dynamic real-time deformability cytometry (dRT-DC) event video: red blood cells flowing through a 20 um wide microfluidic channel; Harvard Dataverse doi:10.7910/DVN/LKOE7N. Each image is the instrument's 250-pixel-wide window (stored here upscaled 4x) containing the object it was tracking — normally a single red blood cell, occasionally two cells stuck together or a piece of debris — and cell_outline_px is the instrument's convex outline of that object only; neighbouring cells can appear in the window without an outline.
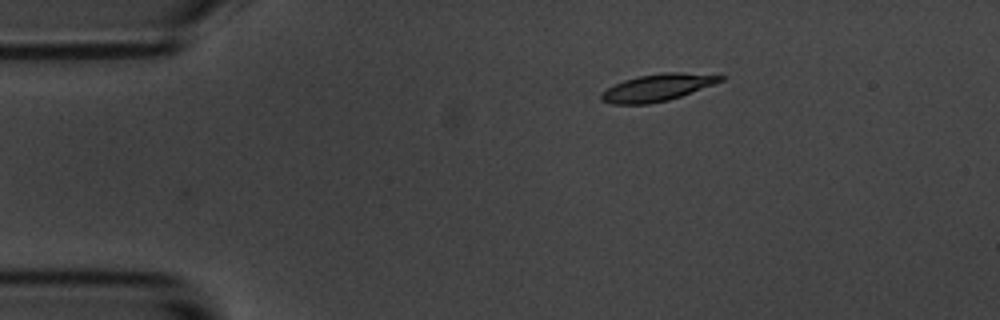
{"species": "common noctule bat (a hibernating species)", "species_latin": "Nyctalus noctula", "temperature_condition": "room temperature", "stored_images_in_passage": 45, "camera_frame_rate_fps": 3000, "um_per_image_px": 0.085, "animal": {"sex": "male", "body_mass_g": 20.1, "forearm_length_mm": 53.5}, "frame": {"image": 1, "passage_image": 1, "time_ms": 0.0, "image_size_px": [1000, 320], "cell_outline_px": [[724, 80], [680, 96], [668, 100], [648, 104], [612, 104], [600, 100], [600, 92], [624, 80], [640, 76], [660, 72], [680, 72], [724, 76]], "centroid_in_image_um": [55.82, 7.45], "position_along_channel_um": 29.2, "area_um2": 18.55}}
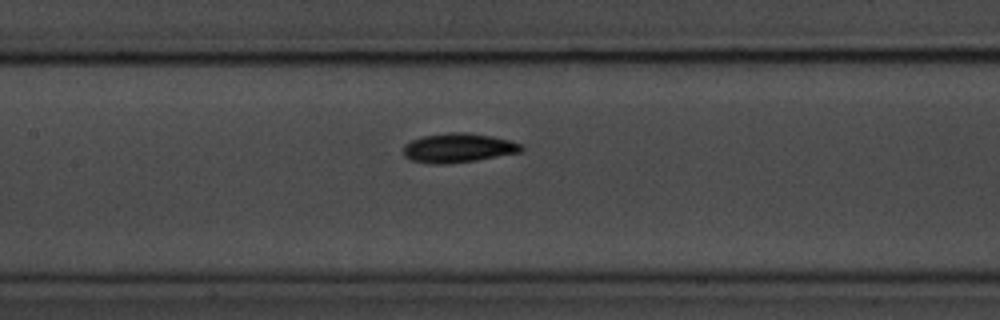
{"frame": {"image": 2, "passage_image": 17, "time_ms": 5.333, "image_size_px": [1000, 320], "cell_outline_px": [[524, 148], [520, 152], [476, 160], [444, 164], [432, 164], [412, 160], [404, 156], [404, 144], [412, 140], [424, 136], [452, 132], [468, 132], [492, 136], [508, 140], [520, 144]], "centroid_in_image_um": [38.94, 12.57], "position_along_channel_um": 168.5, "area_um2": 19.88}}
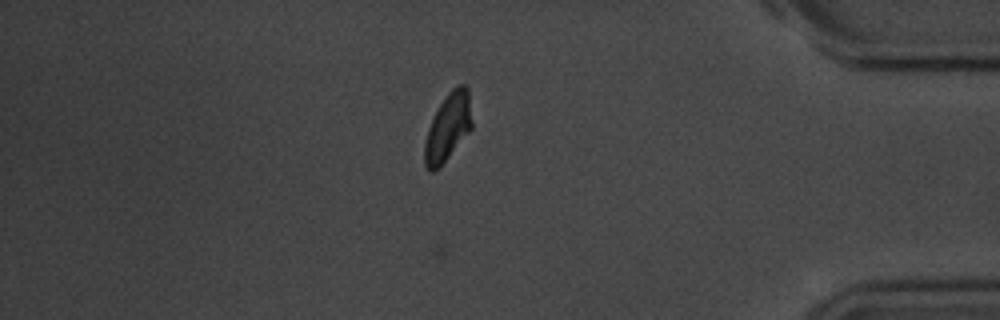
{"frame": {"image": 3, "passage_image": 39, "time_ms": 12.667, "image_size_px": [1000, 320], "cell_outline_px": [[472, 128], [440, 168], [432, 172], [428, 172], [424, 164], [424, 144], [428, 128], [440, 104], [448, 92], [456, 84], [464, 84], [468, 88], [472, 120]], "centroid_in_image_um": [38.07, 10.84], "position_along_channel_um": 397.1, "area_um2": 18.79}, "authors_computed_cell_mechanics": {"area_um2": 19.1896, "velocity_mm_per_s": 3.5921, "shape_relaxation_time_tau1_ms": 2.4119, "shape_relaxation_time_tau2_ms": null, "deformation_change_tau1": 0.1366, "deformation_change_tau2": null}}